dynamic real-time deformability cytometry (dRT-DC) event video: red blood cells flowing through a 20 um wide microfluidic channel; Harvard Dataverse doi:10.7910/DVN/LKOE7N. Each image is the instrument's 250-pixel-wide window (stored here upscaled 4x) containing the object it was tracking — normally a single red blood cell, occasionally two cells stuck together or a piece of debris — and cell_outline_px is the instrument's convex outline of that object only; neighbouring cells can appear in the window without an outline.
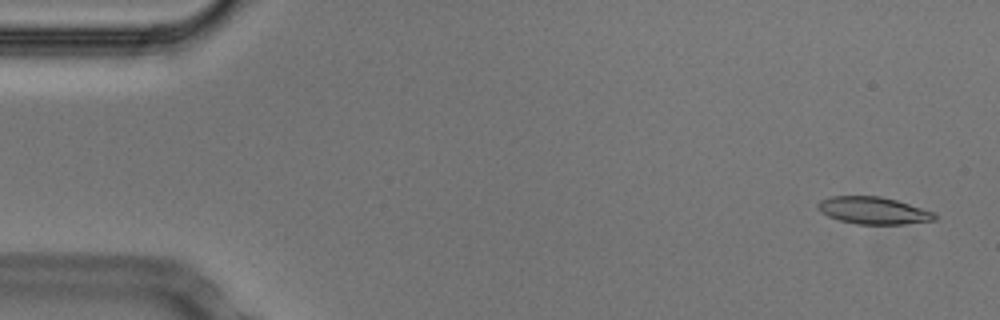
{"species": "Egyptian fruit bat (a non-hibernating species)", "species_latin": "Rousettus aegyptiacus", "temperature_condition": "cold", "stored_images_in_passage": 52, "camera_frame_rate_fps": 3000, "um_per_image_px": 0.085, "animal": {"sex": "male"}, "frame": {"image": 1, "passage_image": 2, "time_ms": 0.333, "image_size_px": [1000, 320], "cell_outline_px": [[936, 220], [904, 224], [856, 224], [840, 220], [828, 216], [820, 212], [816, 208], [816, 204], [820, 200], [832, 196], [880, 196], [896, 200], [932, 212], [936, 216]], "centroid_in_image_um": [74.17, 17.89], "position_along_channel_um": 10.8, "area_um2": 18.38}}
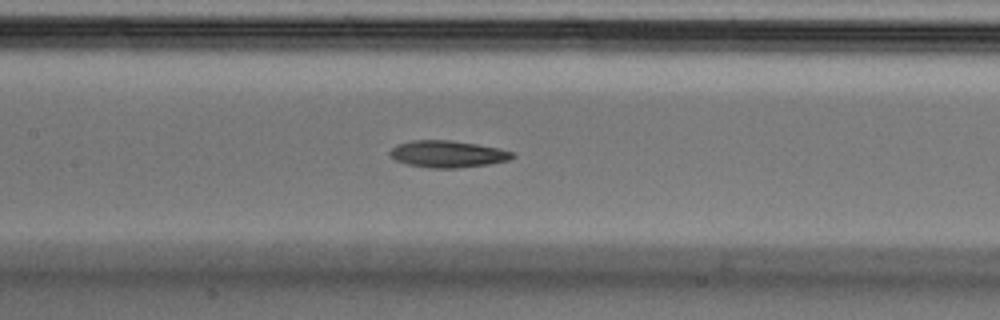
{"frame": {"image": 2, "passage_image": 24, "time_ms": 7.667, "image_size_px": [1000, 320], "cell_outline_px": [[516, 156], [508, 160], [488, 164], [456, 168], [432, 168], [408, 164], [396, 160], [388, 156], [388, 152], [396, 144], [412, 140], [452, 140], [500, 148], [512, 152]], "centroid_in_image_um": [38.02, 13.08], "position_along_channel_um": 169.4, "area_um2": 19.19}}
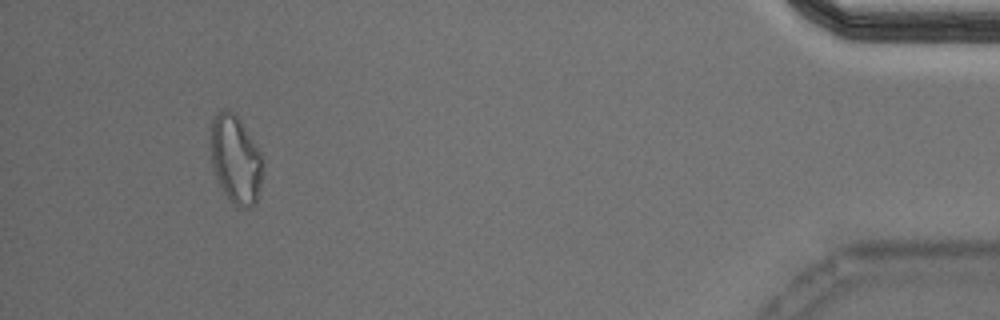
{"frame": {"image": 3, "passage_image": 49, "time_ms": 16.0, "image_size_px": [1000, 320], "cell_outline_px": [[264, 172], [256, 204], [252, 208], [236, 208], [224, 192], [216, 176], [212, 164], [212, 120], [216, 112], [224, 108], [232, 112], [240, 120], [260, 152], [264, 160]], "centroid_in_image_um": [20.08, 13.6], "position_along_channel_um": 415.1, "area_um2": 26.82}, "authors_computed_cell_mechanics": {"area_um2": 19.1607, "velocity_mm_per_s": 3.7501, "shape_relaxation_time_tau1_ms": 5.7385, "shape_relaxation_time_tau2_ms": null, "deformation_change_tau1": 0.1551, "deformation_change_tau2": null}}